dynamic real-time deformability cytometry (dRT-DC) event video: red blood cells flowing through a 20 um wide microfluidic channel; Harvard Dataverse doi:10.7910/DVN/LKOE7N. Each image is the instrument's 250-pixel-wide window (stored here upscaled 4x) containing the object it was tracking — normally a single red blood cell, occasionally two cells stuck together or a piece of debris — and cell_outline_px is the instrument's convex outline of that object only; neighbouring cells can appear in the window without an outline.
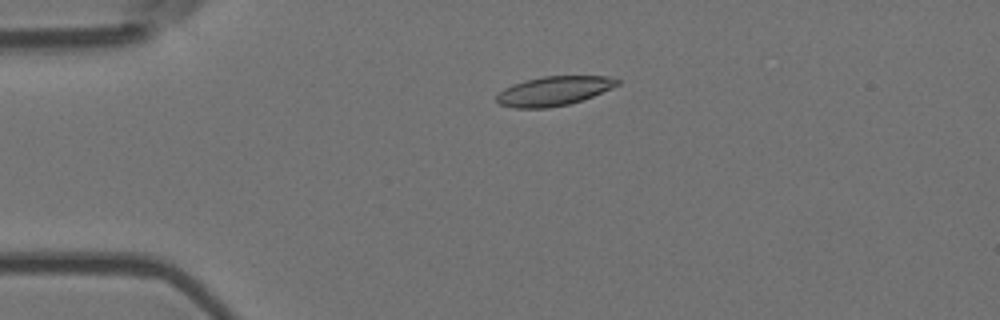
{"species": "Egyptian fruit bat (a non-hibernating species)", "species_latin": "Rousettus aegyptiacus", "temperature_condition": "room temperature", "stored_images_in_passage": 56, "camera_frame_rate_fps": 3000, "um_per_image_px": 0.085, "animal": {"sex": "female"}, "frame": {"image": 1, "passage_image": 13, "time_ms": 4.0, "image_size_px": [1000, 320], "cell_outline_px": [[620, 84], [612, 88], [592, 96], [568, 104], [548, 108], [512, 108], [500, 104], [496, 100], [496, 96], [504, 88], [528, 80], [544, 76], [608, 76], [620, 80]], "centroid_in_image_um": [47.09, 7.74], "position_along_channel_um": 37.9, "area_um2": 20.35}}
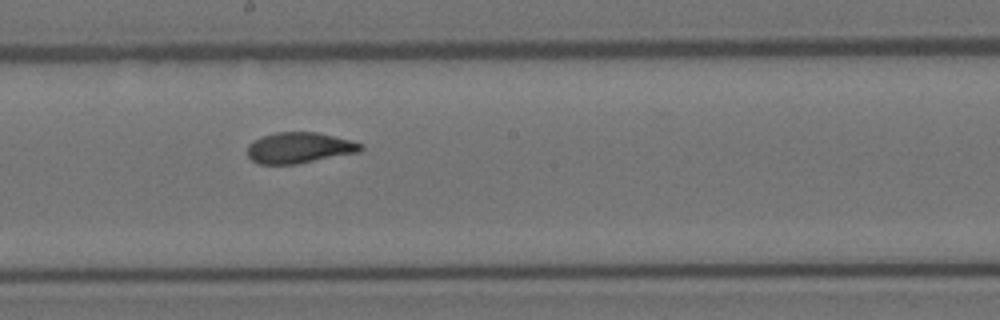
{"frame": {"image": 2, "passage_image": 31, "time_ms": 10.0, "image_size_px": [1000, 320], "cell_outline_px": [[364, 148], [360, 152], [296, 164], [256, 164], [248, 156], [248, 144], [264, 136], [276, 132], [316, 132], [364, 144]], "centroid_in_image_um": [25.45, 12.57], "position_along_channel_um": 222.8, "area_um2": 20.23}}
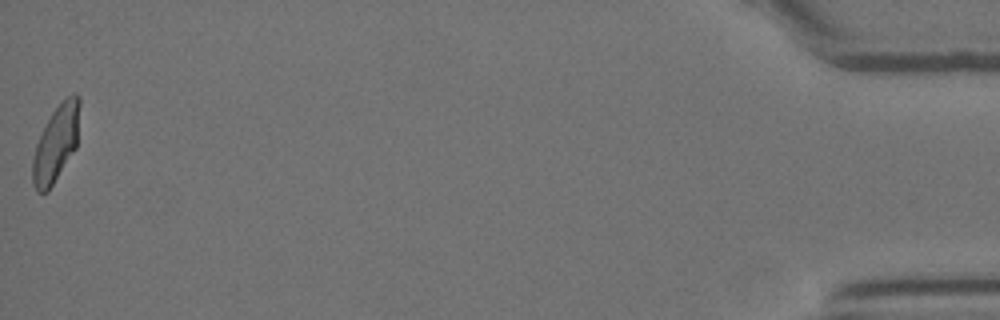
{"frame": {"image": 3, "passage_image": 56, "time_ms": 18.333, "image_size_px": [1000, 320], "cell_outline_px": [[80, 104], [76, 148], [48, 192], [36, 192], [32, 184], [32, 160], [36, 144], [52, 112], [72, 92], [76, 92], [80, 96]], "centroid_in_image_um": [4.76, 12.21], "position_along_channel_um": 430.4, "area_um2": 20.81}, "authors_computed_cell_mechanics": {"area_um2": 20.7213, "velocity_mm_per_s": 3.6463, "shape_relaxation_time_tau1_ms": 6.1344, "shape_relaxation_time_tau2_ms": 1.2851, "deformation_change_tau1": 0.1806, "deformation_change_tau2": 0.0757}}